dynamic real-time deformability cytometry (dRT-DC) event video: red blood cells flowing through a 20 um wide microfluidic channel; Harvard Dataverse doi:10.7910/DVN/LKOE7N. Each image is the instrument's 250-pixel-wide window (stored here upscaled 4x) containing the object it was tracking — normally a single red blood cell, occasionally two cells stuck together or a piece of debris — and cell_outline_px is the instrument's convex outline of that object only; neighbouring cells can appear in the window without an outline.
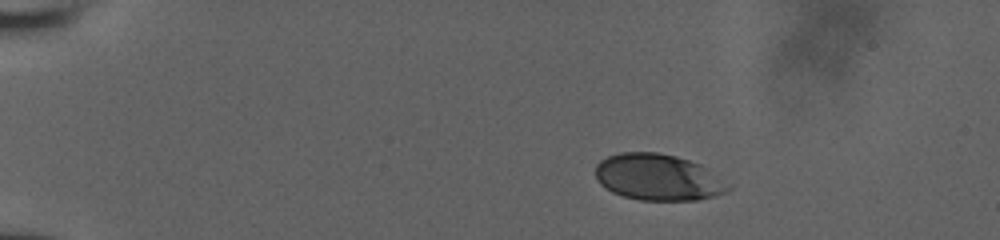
{"species": "human", "species_latin": "Homo sapiens", "temperature_condition": "room temperature", "stored_images_in_passage": 8, "camera_frame_rate_fps": 3000, "um_per_image_px": 0.085, "donor": {"sex": "male"}, "frame": {"image": 1, "passage_image": 1, "time_ms": 0.0, "image_size_px": [1000, 240], "cell_outline_px": [[732, 188], [728, 192], [716, 196], [696, 200], [640, 200], [624, 196], [612, 192], [600, 184], [596, 180], [596, 164], [600, 160], [608, 156], [620, 152], [660, 152], [676, 156], [700, 164], [732, 184]], "centroid_in_image_um": [55.97, 15.07], "position_along_channel_um": 29.0, "area_um2": 36.24}}
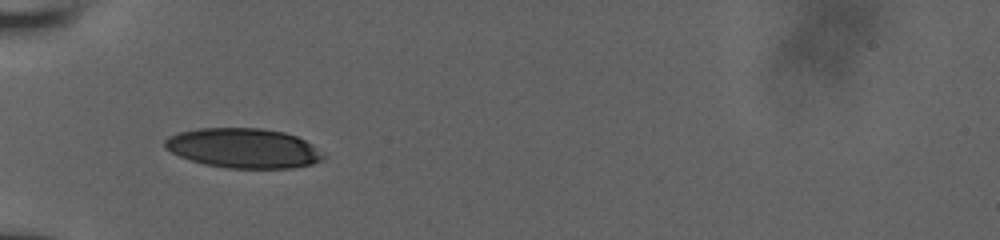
{"frame": {"image": 2, "passage_image": 6, "time_ms": 3.333, "image_size_px": [1000, 240], "cell_outline_px": [[324, 160], [312, 164], [292, 168], [228, 168], [204, 164], [180, 156], [164, 148], [164, 140], [168, 136], [176, 132], [196, 128], [260, 128], [284, 132], [296, 136], [312, 144], [324, 156]], "centroid_in_image_um": [20.66, 12.59], "position_along_channel_um": 64.3, "area_um2": 36.76}}
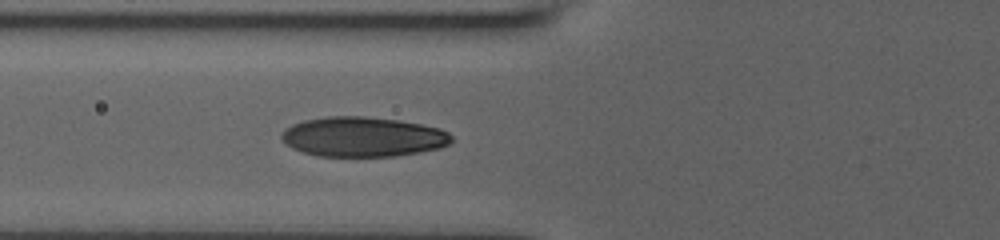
{"frame": {"image": 3, "passage_image": 8, "time_ms": 4.333, "image_size_px": [1000, 240], "cell_outline_px": [[452, 140], [448, 144], [440, 148], [420, 152], [396, 156], [316, 156], [292, 148], [284, 144], [280, 136], [292, 124], [304, 120], [328, 116], [364, 116], [400, 120], [440, 128], [448, 132], [452, 136]], "centroid_in_image_um": [30.85, 11.63], "position_along_channel_um": 94.9, "area_um2": 39.54}}